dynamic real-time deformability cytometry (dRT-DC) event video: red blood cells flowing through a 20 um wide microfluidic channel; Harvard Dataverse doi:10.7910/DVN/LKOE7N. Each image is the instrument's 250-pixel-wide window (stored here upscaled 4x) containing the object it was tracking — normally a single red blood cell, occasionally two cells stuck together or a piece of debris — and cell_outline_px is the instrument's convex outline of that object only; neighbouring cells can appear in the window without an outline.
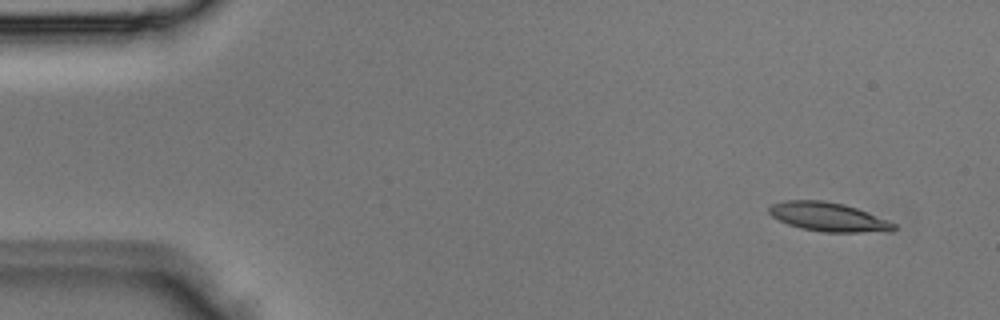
{"species": "Egyptian fruit bat (a non-hibernating species)", "species_latin": "Rousettus aegyptiacus", "temperature_condition": "room temperature", "stored_images_in_passage": 5, "segment_of_instrument_passage": [2, 2], "camera_frame_rate_fps": 3000, "um_per_image_px": 0.085, "animal": {"sex": "male"}, "frame": {"image": 1, "passage_image": 5, "time_ms": 1.333, "image_size_px": [1000, 320], "cell_outline_px": [[896, 228], [892, 232], [824, 232], [800, 228], [788, 224], [772, 216], [768, 212], [768, 208], [772, 204], [784, 200], [824, 200], [844, 204], [856, 208], [888, 220], [896, 224]], "centroid_in_image_um": [70.42, 18.44], "position_along_channel_um": 14.6, "area_um2": 21.1}}